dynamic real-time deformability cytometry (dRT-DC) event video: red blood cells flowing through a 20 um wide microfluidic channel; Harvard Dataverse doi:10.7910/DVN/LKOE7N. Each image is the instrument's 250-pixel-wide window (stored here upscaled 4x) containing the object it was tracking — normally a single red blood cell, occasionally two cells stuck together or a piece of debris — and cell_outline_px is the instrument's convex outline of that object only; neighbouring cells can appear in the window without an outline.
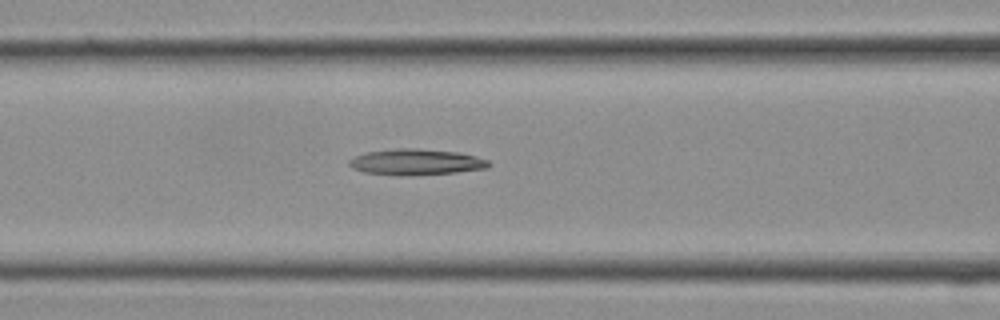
{"species": "Egyptian fruit bat (a non-hibernating species)", "species_latin": "Rousettus aegyptiacus", "temperature_condition": "cold", "stored_images_in_passage": 13, "camera_frame_rate_fps": 3000, "um_per_image_px": 0.085, "frame": {"image": 1, "passage_image": 11, "time_ms": 3.333, "image_size_px": [1000, 320], "cell_outline_px": [[488, 168], [456, 172], [412, 176], [364, 172], [352, 168], [348, 164], [348, 160], [356, 156], [368, 152], [396, 148], [416, 148], [456, 152], [488, 160]], "centroid_in_image_um": [35.33, 13.77], "position_along_channel_um": 131.3, "area_um2": 20.87}}
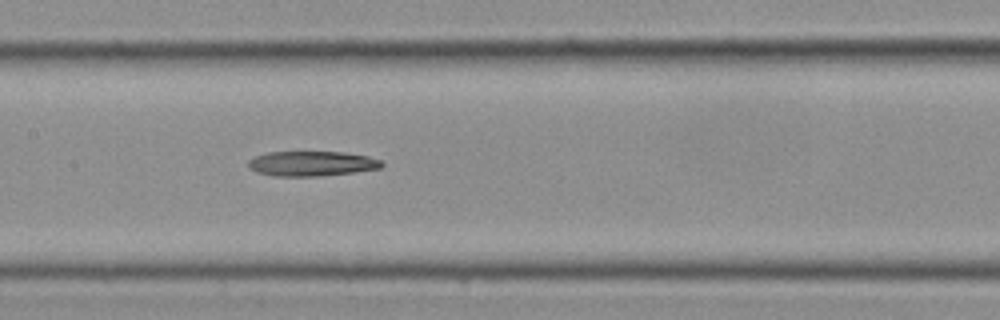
{"frame": {"image": 2, "passage_image": 13, "time_ms": 4.0, "image_size_px": [1000, 320], "cell_outline_px": [[384, 164], [380, 168], [352, 172], [316, 176], [272, 176], [256, 172], [248, 168], [248, 160], [256, 156], [268, 152], [344, 152], [368, 156], [380, 160]], "centroid_in_image_um": [26.45, 13.9], "position_along_channel_um": 180.9, "area_um2": 19.31}}